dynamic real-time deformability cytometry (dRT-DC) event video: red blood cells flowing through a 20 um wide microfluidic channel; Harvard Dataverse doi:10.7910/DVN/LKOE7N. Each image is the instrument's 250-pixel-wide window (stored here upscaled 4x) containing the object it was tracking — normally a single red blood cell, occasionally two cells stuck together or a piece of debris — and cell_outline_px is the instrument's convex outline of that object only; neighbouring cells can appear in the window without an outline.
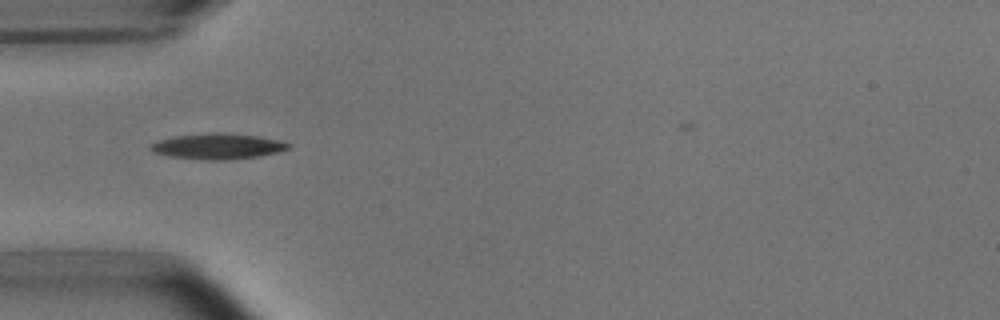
{"species": "common noctule bat (a hibernating species)", "species_latin": "Nyctalus noctula", "temperature_condition": "room temperature", "stored_images_in_passage": 7, "camera_frame_rate_fps": 3000, "um_per_image_px": 0.085, "animal": {"sex": "male", "body_mass_g": 15.6}, "frame": {"image": 1, "passage_image": 5, "time_ms": 4.667, "image_size_px": [1000, 320], "cell_outline_px": [[288, 148], [276, 152], [260, 156], [228, 160], [204, 160], [172, 156], [152, 152], [148, 148], [152, 144], [160, 140], [176, 136], [256, 136], [276, 140], [288, 144]], "centroid_in_image_um": [18.46, 12.51], "position_along_channel_um": 66.5, "area_um2": 18.96}}
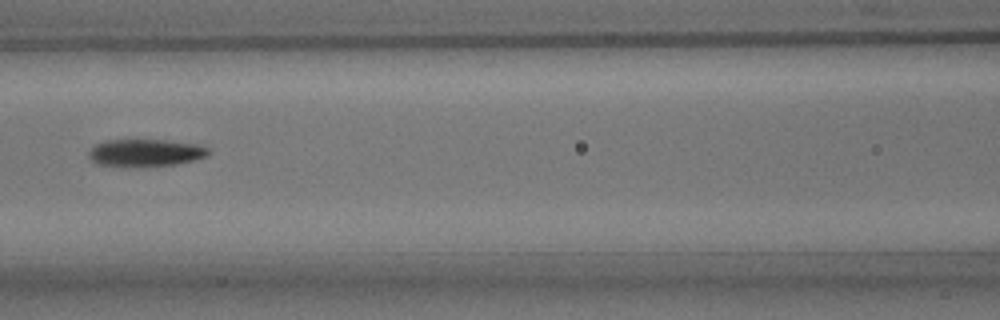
{"frame": {"image": 2, "passage_image": 7, "time_ms": 7.0, "image_size_px": [1000, 320], "cell_outline_px": [[208, 156], [176, 164], [144, 168], [124, 168], [96, 164], [88, 156], [88, 152], [96, 144], [104, 140], [164, 140], [196, 144], [208, 148]], "centroid_in_image_um": [12.3, 13.02], "position_along_channel_um": 154.3, "area_um2": 19.54}}